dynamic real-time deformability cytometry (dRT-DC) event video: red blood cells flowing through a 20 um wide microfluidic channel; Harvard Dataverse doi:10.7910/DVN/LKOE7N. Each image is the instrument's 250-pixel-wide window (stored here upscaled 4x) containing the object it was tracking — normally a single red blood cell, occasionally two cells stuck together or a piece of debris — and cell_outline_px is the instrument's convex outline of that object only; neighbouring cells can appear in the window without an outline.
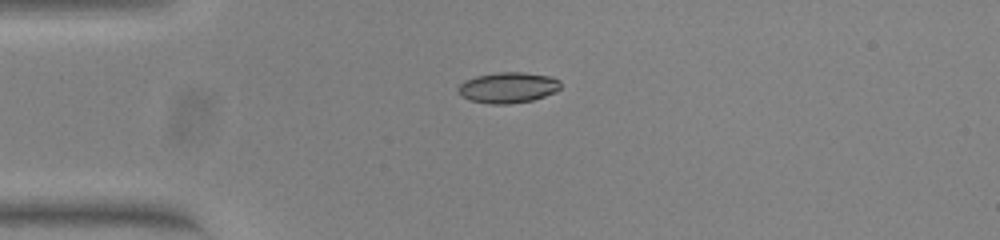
{"species": "common noctule bat (a hibernating species)", "species_latin": "Nyctalus noctula", "temperature_condition": "warm", "stored_images_in_passage": 7, "camera_frame_rate_fps": 3000, "um_per_image_px": 0.085, "animal": {"sex": "female", "body_mass_g": 23.0, "forearm_length_mm": 53.4}, "frame": {"image": 1, "passage_image": 1, "time_ms": 0.0, "image_size_px": [1000, 240], "cell_outline_px": [[560, 88], [556, 92], [532, 100], [508, 104], [492, 104], [472, 100], [460, 96], [456, 88], [464, 80], [476, 76], [500, 72], [524, 72], [552, 76], [560, 80]], "centroid_in_image_um": [43.18, 7.43], "position_along_channel_um": 41.8, "area_um2": 18.44}}
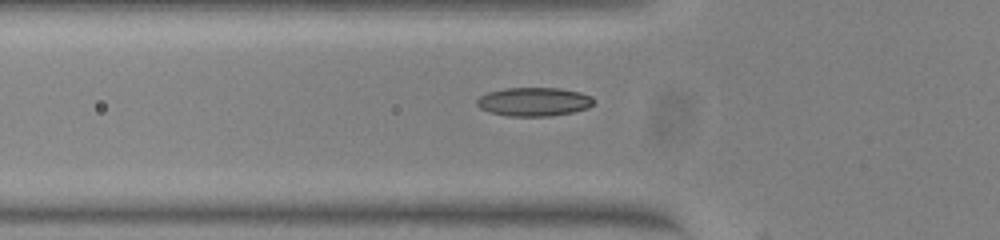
{"frame": {"image": 2, "passage_image": 6, "time_ms": 1.667, "image_size_px": [1000, 240], "cell_outline_px": [[592, 104], [588, 108], [572, 112], [552, 116], [508, 116], [488, 112], [480, 108], [476, 104], [476, 100], [480, 96], [488, 92], [504, 88], [560, 88], [580, 92], [592, 96]], "centroid_in_image_um": [45.35, 8.65], "position_along_channel_um": 80.4, "area_um2": 19.59}}